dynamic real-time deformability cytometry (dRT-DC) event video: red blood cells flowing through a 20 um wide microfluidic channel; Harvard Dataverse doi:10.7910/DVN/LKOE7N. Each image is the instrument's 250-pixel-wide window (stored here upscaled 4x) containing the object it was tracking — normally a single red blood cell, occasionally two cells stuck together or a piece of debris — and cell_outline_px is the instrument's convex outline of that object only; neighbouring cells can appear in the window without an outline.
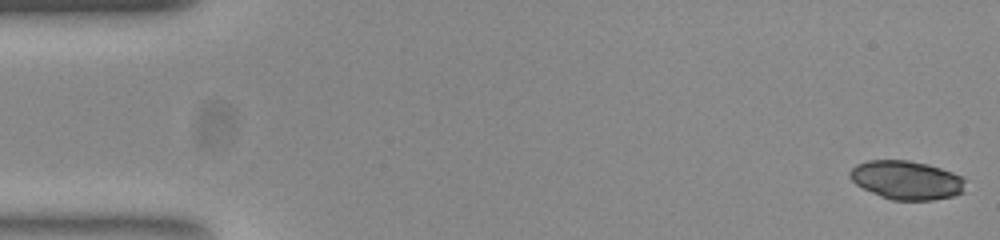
{"species": "common noctule bat (a hibernating species)", "species_latin": "Nyctalus noctula", "temperature_condition": "room temperature", "stored_images_in_passage": 53, "camera_frame_rate_fps": 3000, "um_per_image_px": 0.085, "animal": {"sex": "female", "body_mass_g": 23.0, "forearm_length_mm": 53.4}, "frame": {"image": 1, "passage_image": 1, "time_ms": 0.0, "image_size_px": [1000, 240], "cell_outline_px": [[968, 180], [964, 192], [952, 196], [932, 200], [892, 200], [880, 196], [856, 184], [848, 176], [848, 172], [856, 164], [868, 160], [908, 160], [928, 164], [952, 172]], "centroid_in_image_um": [77.08, 15.3], "position_along_channel_um": 7.9, "area_um2": 26.24}}
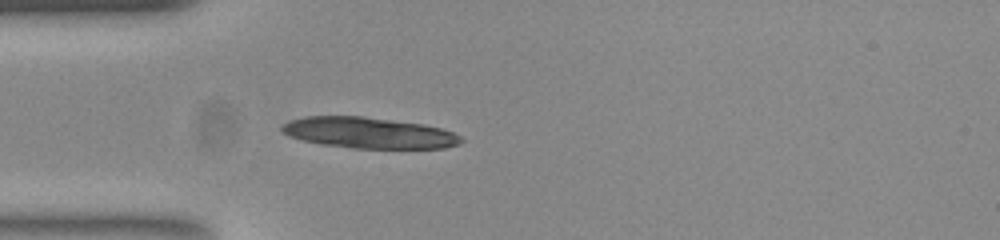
{"frame": {"image": 2, "passage_image": 15, "time_ms": 4.667, "image_size_px": [1000, 240], "cell_outline_px": [[464, 140], [460, 144], [444, 148], [352, 148], [324, 144], [304, 140], [288, 136], [280, 128], [288, 120], [304, 116], [364, 116], [424, 124], [440, 128], [452, 132], [460, 136]], "centroid_in_image_um": [31.36, 11.28], "position_along_channel_um": 53.6, "area_um2": 32.31}}